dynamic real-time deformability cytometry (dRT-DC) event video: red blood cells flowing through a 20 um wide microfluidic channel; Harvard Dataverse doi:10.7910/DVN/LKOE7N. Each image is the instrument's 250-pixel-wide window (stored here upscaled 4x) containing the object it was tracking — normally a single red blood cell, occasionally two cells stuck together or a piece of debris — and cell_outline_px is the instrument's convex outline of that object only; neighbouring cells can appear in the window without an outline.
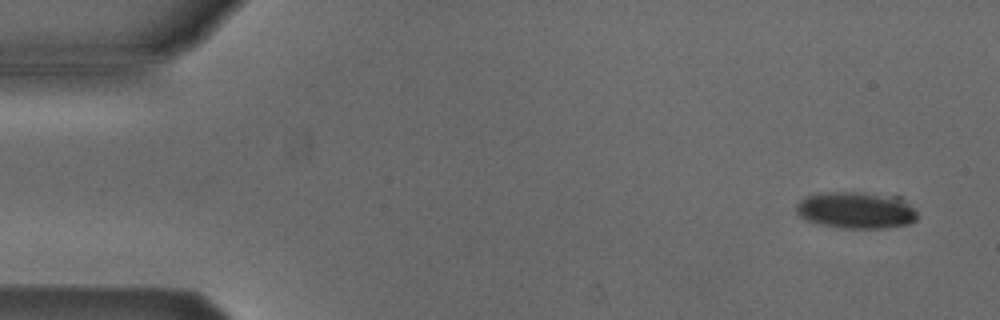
{"species": "Egyptian fruit bat (a non-hibernating species)", "species_latin": "Rousettus aegyptiacus", "temperature_condition": "cold", "stored_images_in_passage": 6, "camera_frame_rate_fps": 3000, "um_per_image_px": 0.085, "animal": {"sex": "male"}, "frame": {"image": 1, "passage_image": 1, "time_ms": 0.0, "image_size_px": [1000, 320], "cell_outline_px": [[916, 220], [908, 224], [884, 228], [844, 228], [820, 224], [808, 220], [800, 216], [796, 212], [796, 204], [800, 200], [808, 196], [824, 192], [864, 192], [900, 196], [916, 208]], "centroid_in_image_um": [72.82, 17.85], "position_along_channel_um": 12.2, "area_um2": 26.13}}